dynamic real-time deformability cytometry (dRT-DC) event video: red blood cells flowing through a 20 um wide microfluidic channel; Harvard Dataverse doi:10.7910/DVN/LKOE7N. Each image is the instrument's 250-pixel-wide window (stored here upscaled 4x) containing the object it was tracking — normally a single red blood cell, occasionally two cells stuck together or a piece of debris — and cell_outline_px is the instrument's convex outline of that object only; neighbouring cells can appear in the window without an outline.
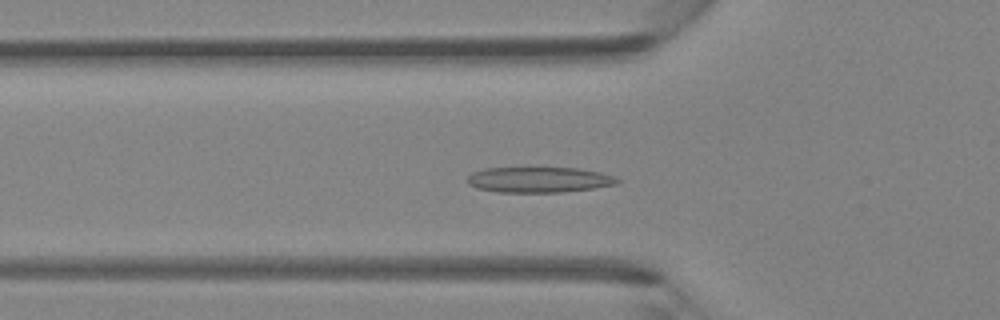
{"species": "Egyptian fruit bat (a non-hibernating species)", "species_latin": "Rousettus aegyptiacus", "temperature_condition": "room temperature", "stored_images_in_passage": 41, "camera_frame_rate_fps": 3000, "um_per_image_px": 0.085, "animal": {"sex": "female"}, "frame": {"image": 1, "passage_image": 11, "time_ms": 3.333, "image_size_px": [1000, 320], "cell_outline_px": [[620, 180], [616, 184], [592, 188], [560, 192], [496, 192], [476, 188], [468, 184], [468, 176], [472, 172], [484, 168], [576, 168], [600, 172], [616, 176]], "centroid_in_image_um": [45.79, 15.27], "position_along_channel_um": 80.0, "area_um2": 22.25}}
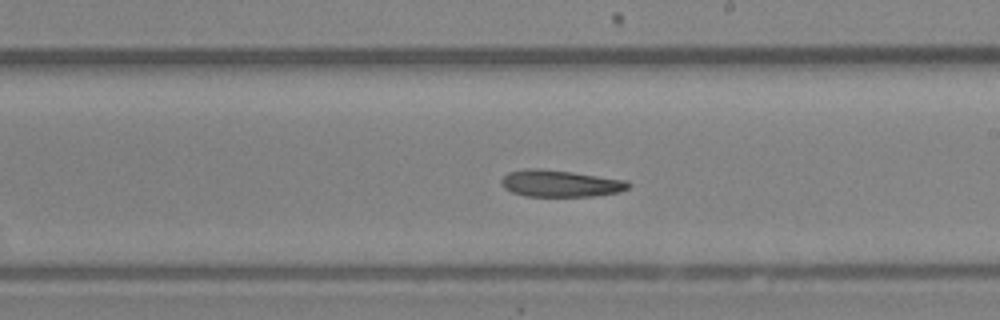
{"frame": {"image": 2, "passage_image": 22, "time_ms": 7.0, "image_size_px": [1000, 320], "cell_outline_px": [[632, 184], [628, 188], [620, 192], [596, 196], [524, 196], [512, 192], [504, 188], [500, 180], [508, 172], [528, 168], [540, 168], [572, 172], [628, 180]], "centroid_in_image_um": [47.65, 15.59], "position_along_channel_um": 241.4, "area_um2": 20.0}}
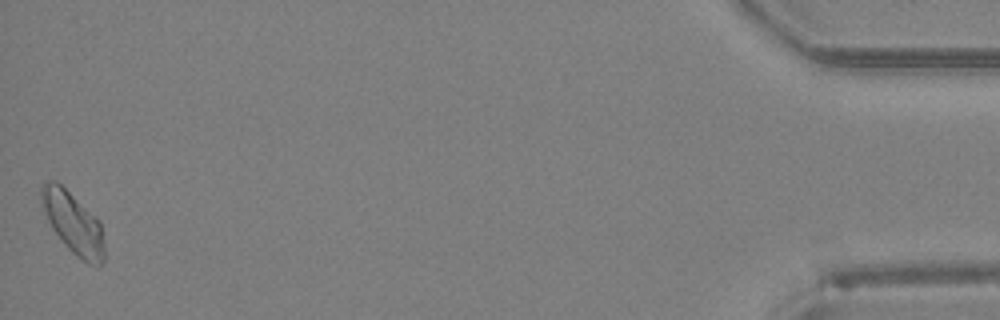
{"frame": {"image": 3, "passage_image": 41, "time_ms": 13.333, "image_size_px": [1000, 320], "cell_outline_px": [[104, 260], [100, 264], [88, 264], [76, 256], [68, 248], [52, 228], [40, 204], [40, 188], [44, 180], [56, 180], [100, 220], [104, 244]], "centroid_in_image_um": [6.19, 18.91], "position_along_channel_um": 429.0, "area_um2": 22.6}}